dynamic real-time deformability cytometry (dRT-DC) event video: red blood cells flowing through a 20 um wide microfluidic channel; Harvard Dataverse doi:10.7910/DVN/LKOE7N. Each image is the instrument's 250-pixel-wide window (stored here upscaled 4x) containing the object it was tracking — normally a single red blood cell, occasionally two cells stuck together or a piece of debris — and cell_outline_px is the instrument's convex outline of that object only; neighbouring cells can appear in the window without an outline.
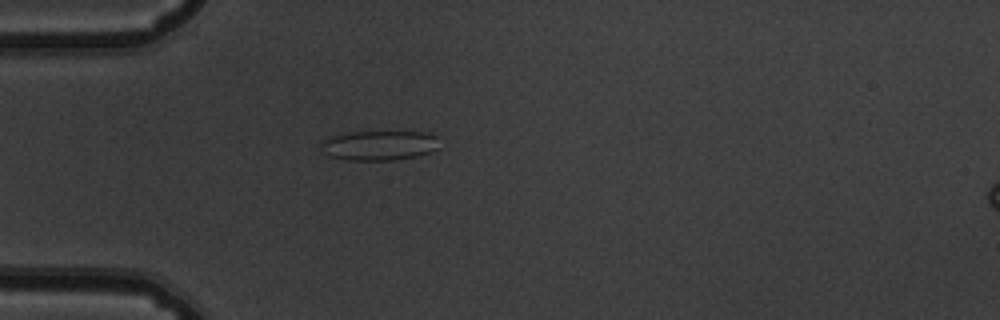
{"species": "common noctule bat (a hibernating species)", "species_latin": "Nyctalus noctula", "temperature_condition": "warm", "stored_images_in_passage": 53, "camera_frame_rate_fps": 3000, "um_per_image_px": 0.085, "animal": {"sex": "male", "body_mass_g": 19.5, "forearm_length_mm": 54.6}, "frame": {"image": 1, "passage_image": 16, "time_ms": 5.0, "image_size_px": [1000, 320], "cell_outline_px": [[440, 148], [432, 152], [416, 156], [396, 160], [344, 160], [328, 156], [320, 152], [320, 140], [332, 136], [352, 132], [428, 132], [436, 136]], "centroid_in_image_um": [32.2, 12.37], "position_along_channel_um": 52.8, "area_um2": 20.92}}
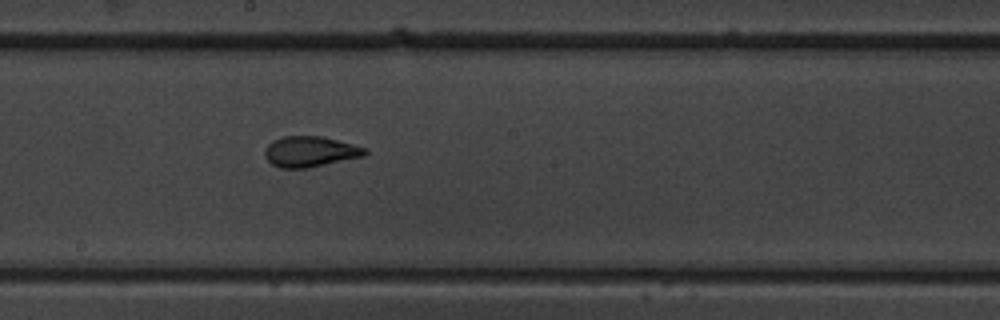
{"frame": {"image": 2, "passage_image": 30, "time_ms": 9.667, "image_size_px": [1000, 320], "cell_outline_px": [[368, 152], [364, 156], [308, 168], [280, 168], [272, 164], [264, 156], [264, 148], [272, 140], [280, 136], [324, 136], [368, 148]], "centroid_in_image_um": [26.35, 12.87], "position_along_channel_um": 221.8, "area_um2": 18.15}}
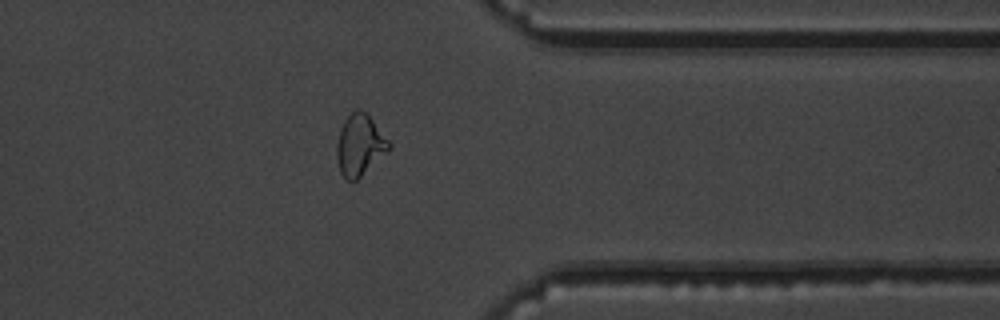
{"frame": {"image": 3, "passage_image": 43, "time_ms": 14.0, "image_size_px": [1000, 320], "cell_outline_px": [[392, 148], [388, 152], [356, 180], [348, 180], [340, 172], [336, 156], [336, 144], [340, 128], [344, 120], [356, 108], [360, 108], [372, 120], [392, 144]], "centroid_in_image_um": [30.58, 12.33], "position_along_channel_um": 380.8, "area_um2": 18.55}, "authors_computed_cell_mechanics": {"area_um2": 19.0162, "velocity_mm_per_s": 3.8384, "shape_relaxation_time_tau1_ms": null, "shape_relaxation_time_tau2_ms": 1.0979, "deformation_change_tau1": null, "deformation_change_tau2": 0.0769}}